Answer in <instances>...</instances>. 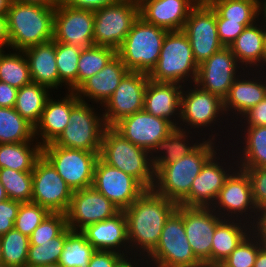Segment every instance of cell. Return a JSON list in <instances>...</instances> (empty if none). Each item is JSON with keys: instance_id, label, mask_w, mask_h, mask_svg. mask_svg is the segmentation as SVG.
<instances>
[{"instance_id": "cell-1", "label": "cell", "mask_w": 266, "mask_h": 267, "mask_svg": "<svg viewBox=\"0 0 266 267\" xmlns=\"http://www.w3.org/2000/svg\"><path fill=\"white\" fill-rule=\"evenodd\" d=\"M177 206L153 189H146L123 210L127 220L129 255L132 252L133 255L148 257L155 250L165 222Z\"/></svg>"}, {"instance_id": "cell-2", "label": "cell", "mask_w": 266, "mask_h": 267, "mask_svg": "<svg viewBox=\"0 0 266 267\" xmlns=\"http://www.w3.org/2000/svg\"><path fill=\"white\" fill-rule=\"evenodd\" d=\"M213 132L215 133L211 135L209 132V138L207 139L206 136L201 137L202 142L190 154L162 166L155 173V183L152 189L179 204L189 194L193 180L199 175L204 164L217 151H220V146L215 139L220 135L216 133V130Z\"/></svg>"}, {"instance_id": "cell-3", "label": "cell", "mask_w": 266, "mask_h": 267, "mask_svg": "<svg viewBox=\"0 0 266 267\" xmlns=\"http://www.w3.org/2000/svg\"><path fill=\"white\" fill-rule=\"evenodd\" d=\"M55 6L11 2L7 12L10 49L23 51L53 40Z\"/></svg>"}, {"instance_id": "cell-4", "label": "cell", "mask_w": 266, "mask_h": 267, "mask_svg": "<svg viewBox=\"0 0 266 267\" xmlns=\"http://www.w3.org/2000/svg\"><path fill=\"white\" fill-rule=\"evenodd\" d=\"M99 158L137 179L146 189H152L155 172L150 152L125 139L113 127L103 132Z\"/></svg>"}, {"instance_id": "cell-5", "label": "cell", "mask_w": 266, "mask_h": 267, "mask_svg": "<svg viewBox=\"0 0 266 267\" xmlns=\"http://www.w3.org/2000/svg\"><path fill=\"white\" fill-rule=\"evenodd\" d=\"M198 65L187 35L182 31H168L162 43L159 59L148 74L157 82H174L183 86L195 83ZM189 84H188V82ZM187 82V83H186Z\"/></svg>"}, {"instance_id": "cell-6", "label": "cell", "mask_w": 266, "mask_h": 267, "mask_svg": "<svg viewBox=\"0 0 266 267\" xmlns=\"http://www.w3.org/2000/svg\"><path fill=\"white\" fill-rule=\"evenodd\" d=\"M168 30L146 23L140 16L133 23L117 55L129 71L149 74L159 59Z\"/></svg>"}, {"instance_id": "cell-7", "label": "cell", "mask_w": 266, "mask_h": 267, "mask_svg": "<svg viewBox=\"0 0 266 267\" xmlns=\"http://www.w3.org/2000/svg\"><path fill=\"white\" fill-rule=\"evenodd\" d=\"M147 258L151 267H203L186 237L182 205L166 220L157 247Z\"/></svg>"}, {"instance_id": "cell-8", "label": "cell", "mask_w": 266, "mask_h": 267, "mask_svg": "<svg viewBox=\"0 0 266 267\" xmlns=\"http://www.w3.org/2000/svg\"><path fill=\"white\" fill-rule=\"evenodd\" d=\"M86 101H80L72 110L70 124L52 142L54 145L99 153L104 129L103 114ZM98 113V114H97Z\"/></svg>"}, {"instance_id": "cell-9", "label": "cell", "mask_w": 266, "mask_h": 267, "mask_svg": "<svg viewBox=\"0 0 266 267\" xmlns=\"http://www.w3.org/2000/svg\"><path fill=\"white\" fill-rule=\"evenodd\" d=\"M42 155L53 165L72 191L92 187L99 153L64 148L51 142L42 146Z\"/></svg>"}, {"instance_id": "cell-10", "label": "cell", "mask_w": 266, "mask_h": 267, "mask_svg": "<svg viewBox=\"0 0 266 267\" xmlns=\"http://www.w3.org/2000/svg\"><path fill=\"white\" fill-rule=\"evenodd\" d=\"M138 17L139 3L132 0H119L95 10L94 45L117 51Z\"/></svg>"}, {"instance_id": "cell-11", "label": "cell", "mask_w": 266, "mask_h": 267, "mask_svg": "<svg viewBox=\"0 0 266 267\" xmlns=\"http://www.w3.org/2000/svg\"><path fill=\"white\" fill-rule=\"evenodd\" d=\"M185 87L187 89V85L183 86L178 128L189 132H191L190 129H195L193 132L197 134L200 129L203 131L204 128L206 130L208 127H214L219 123L221 124V122L223 124L225 112L223 100L219 96L201 89L195 83L193 84V88L192 83L187 90H185ZM219 120L221 122H219ZM196 128L199 131H197Z\"/></svg>"}, {"instance_id": "cell-12", "label": "cell", "mask_w": 266, "mask_h": 267, "mask_svg": "<svg viewBox=\"0 0 266 267\" xmlns=\"http://www.w3.org/2000/svg\"><path fill=\"white\" fill-rule=\"evenodd\" d=\"M211 208L223 219L253 224L258 209L252 196L250 179L243 169L237 167L229 175Z\"/></svg>"}, {"instance_id": "cell-13", "label": "cell", "mask_w": 266, "mask_h": 267, "mask_svg": "<svg viewBox=\"0 0 266 267\" xmlns=\"http://www.w3.org/2000/svg\"><path fill=\"white\" fill-rule=\"evenodd\" d=\"M73 191L53 165L41 155L32 171V200L51 213H66Z\"/></svg>"}, {"instance_id": "cell-14", "label": "cell", "mask_w": 266, "mask_h": 267, "mask_svg": "<svg viewBox=\"0 0 266 267\" xmlns=\"http://www.w3.org/2000/svg\"><path fill=\"white\" fill-rule=\"evenodd\" d=\"M218 153L216 152L204 164L199 175L193 180L189 194L178 205L187 207H212L220 190L224 186L226 179L238 167L237 162L234 159L235 154L231 156V159H228L227 157L225 158L224 151L223 155L220 154L219 151ZM220 156L224 158L222 159ZM230 160H234L233 163H230L232 162ZM224 165L226 167H224Z\"/></svg>"}, {"instance_id": "cell-15", "label": "cell", "mask_w": 266, "mask_h": 267, "mask_svg": "<svg viewBox=\"0 0 266 267\" xmlns=\"http://www.w3.org/2000/svg\"><path fill=\"white\" fill-rule=\"evenodd\" d=\"M149 77L146 73L128 71L118 87L102 106L104 123L113 127L121 119L144 110L146 86Z\"/></svg>"}, {"instance_id": "cell-16", "label": "cell", "mask_w": 266, "mask_h": 267, "mask_svg": "<svg viewBox=\"0 0 266 267\" xmlns=\"http://www.w3.org/2000/svg\"><path fill=\"white\" fill-rule=\"evenodd\" d=\"M182 31L189 39L198 66L224 47L218 38L216 11L208 2L191 9Z\"/></svg>"}, {"instance_id": "cell-17", "label": "cell", "mask_w": 266, "mask_h": 267, "mask_svg": "<svg viewBox=\"0 0 266 267\" xmlns=\"http://www.w3.org/2000/svg\"><path fill=\"white\" fill-rule=\"evenodd\" d=\"M93 32V10L73 8L58 2L54 14V41L84 49L94 45Z\"/></svg>"}, {"instance_id": "cell-18", "label": "cell", "mask_w": 266, "mask_h": 267, "mask_svg": "<svg viewBox=\"0 0 266 267\" xmlns=\"http://www.w3.org/2000/svg\"><path fill=\"white\" fill-rule=\"evenodd\" d=\"M92 187L121 211L128 208L146 188L134 177L97 159Z\"/></svg>"}, {"instance_id": "cell-19", "label": "cell", "mask_w": 266, "mask_h": 267, "mask_svg": "<svg viewBox=\"0 0 266 267\" xmlns=\"http://www.w3.org/2000/svg\"><path fill=\"white\" fill-rule=\"evenodd\" d=\"M241 70L245 69L230 48L223 47L198 66L195 84L224 100Z\"/></svg>"}, {"instance_id": "cell-20", "label": "cell", "mask_w": 266, "mask_h": 267, "mask_svg": "<svg viewBox=\"0 0 266 267\" xmlns=\"http://www.w3.org/2000/svg\"><path fill=\"white\" fill-rule=\"evenodd\" d=\"M121 210L93 187L73 191L66 214L67 226L82 231L96 222L114 217Z\"/></svg>"}, {"instance_id": "cell-21", "label": "cell", "mask_w": 266, "mask_h": 267, "mask_svg": "<svg viewBox=\"0 0 266 267\" xmlns=\"http://www.w3.org/2000/svg\"><path fill=\"white\" fill-rule=\"evenodd\" d=\"M223 220L211 207L183 206L186 237L195 257L204 265L211 263L212 239Z\"/></svg>"}, {"instance_id": "cell-22", "label": "cell", "mask_w": 266, "mask_h": 267, "mask_svg": "<svg viewBox=\"0 0 266 267\" xmlns=\"http://www.w3.org/2000/svg\"><path fill=\"white\" fill-rule=\"evenodd\" d=\"M113 128L131 143L151 152L176 127L167 119L141 110L121 119Z\"/></svg>"}, {"instance_id": "cell-23", "label": "cell", "mask_w": 266, "mask_h": 267, "mask_svg": "<svg viewBox=\"0 0 266 267\" xmlns=\"http://www.w3.org/2000/svg\"><path fill=\"white\" fill-rule=\"evenodd\" d=\"M255 72L256 70H252V72L251 70H244L242 72L243 74L241 73L235 79L230 87L228 95L223 100V108L226 117H229L232 112L233 115L231 116H235L238 120V116L241 117L250 108L256 106L265 98L266 80L260 70H257L256 75L254 74Z\"/></svg>"}, {"instance_id": "cell-24", "label": "cell", "mask_w": 266, "mask_h": 267, "mask_svg": "<svg viewBox=\"0 0 266 267\" xmlns=\"http://www.w3.org/2000/svg\"><path fill=\"white\" fill-rule=\"evenodd\" d=\"M54 99L53 95L47 99L40 120L34 127L35 139L42 146L53 142L64 131L70 124L71 110L80 102L74 91H68L60 100Z\"/></svg>"}, {"instance_id": "cell-25", "label": "cell", "mask_w": 266, "mask_h": 267, "mask_svg": "<svg viewBox=\"0 0 266 267\" xmlns=\"http://www.w3.org/2000/svg\"><path fill=\"white\" fill-rule=\"evenodd\" d=\"M128 71L123 61L116 54L105 67L97 74L86 79L74 92L82 102H85L86 99L87 103L93 101L91 103H98L103 106Z\"/></svg>"}, {"instance_id": "cell-26", "label": "cell", "mask_w": 266, "mask_h": 267, "mask_svg": "<svg viewBox=\"0 0 266 267\" xmlns=\"http://www.w3.org/2000/svg\"><path fill=\"white\" fill-rule=\"evenodd\" d=\"M194 6L191 0H141L139 16L146 23L168 31H180Z\"/></svg>"}, {"instance_id": "cell-27", "label": "cell", "mask_w": 266, "mask_h": 267, "mask_svg": "<svg viewBox=\"0 0 266 267\" xmlns=\"http://www.w3.org/2000/svg\"><path fill=\"white\" fill-rule=\"evenodd\" d=\"M183 85L149 79L146 86L144 110L147 113L179 126ZM177 118V119H176Z\"/></svg>"}, {"instance_id": "cell-28", "label": "cell", "mask_w": 266, "mask_h": 267, "mask_svg": "<svg viewBox=\"0 0 266 267\" xmlns=\"http://www.w3.org/2000/svg\"><path fill=\"white\" fill-rule=\"evenodd\" d=\"M81 232L95 250L129 255L127 220L123 211L112 218L88 225Z\"/></svg>"}, {"instance_id": "cell-29", "label": "cell", "mask_w": 266, "mask_h": 267, "mask_svg": "<svg viewBox=\"0 0 266 267\" xmlns=\"http://www.w3.org/2000/svg\"><path fill=\"white\" fill-rule=\"evenodd\" d=\"M34 83L48 87L50 90L60 87V77L56 65L55 41L31 46L23 50Z\"/></svg>"}, {"instance_id": "cell-30", "label": "cell", "mask_w": 266, "mask_h": 267, "mask_svg": "<svg viewBox=\"0 0 266 267\" xmlns=\"http://www.w3.org/2000/svg\"><path fill=\"white\" fill-rule=\"evenodd\" d=\"M259 22L258 20L246 27L229 46L243 69L247 68L251 71L266 69L264 68V24Z\"/></svg>"}, {"instance_id": "cell-31", "label": "cell", "mask_w": 266, "mask_h": 267, "mask_svg": "<svg viewBox=\"0 0 266 267\" xmlns=\"http://www.w3.org/2000/svg\"><path fill=\"white\" fill-rule=\"evenodd\" d=\"M192 132L189 133L187 130L176 127L167 137L156 144L150 152V160L153 163L155 173L162 166L175 162L183 156L190 154L200 145L202 141H193V139L197 138L193 136L195 134ZM189 140H192L191 143H189Z\"/></svg>"}, {"instance_id": "cell-32", "label": "cell", "mask_w": 266, "mask_h": 267, "mask_svg": "<svg viewBox=\"0 0 266 267\" xmlns=\"http://www.w3.org/2000/svg\"><path fill=\"white\" fill-rule=\"evenodd\" d=\"M250 233V224L241 220L223 219L213 235L211 263H222Z\"/></svg>"}, {"instance_id": "cell-33", "label": "cell", "mask_w": 266, "mask_h": 267, "mask_svg": "<svg viewBox=\"0 0 266 267\" xmlns=\"http://www.w3.org/2000/svg\"><path fill=\"white\" fill-rule=\"evenodd\" d=\"M241 129L240 138L244 139L238 138L241 141L236 142L237 146L243 144L240 145L241 148L236 147L240 151L236 153V155L240 154L239 157L235 156L238 167L266 168V126Z\"/></svg>"}, {"instance_id": "cell-34", "label": "cell", "mask_w": 266, "mask_h": 267, "mask_svg": "<svg viewBox=\"0 0 266 267\" xmlns=\"http://www.w3.org/2000/svg\"><path fill=\"white\" fill-rule=\"evenodd\" d=\"M42 155V145L34 142L0 144V168L32 172L37 159Z\"/></svg>"}, {"instance_id": "cell-35", "label": "cell", "mask_w": 266, "mask_h": 267, "mask_svg": "<svg viewBox=\"0 0 266 267\" xmlns=\"http://www.w3.org/2000/svg\"><path fill=\"white\" fill-rule=\"evenodd\" d=\"M51 90L43 85L31 82L17 91L14 109L34 127L39 122Z\"/></svg>"}, {"instance_id": "cell-36", "label": "cell", "mask_w": 266, "mask_h": 267, "mask_svg": "<svg viewBox=\"0 0 266 267\" xmlns=\"http://www.w3.org/2000/svg\"><path fill=\"white\" fill-rule=\"evenodd\" d=\"M34 126L14 108L0 107V144L34 142Z\"/></svg>"}, {"instance_id": "cell-37", "label": "cell", "mask_w": 266, "mask_h": 267, "mask_svg": "<svg viewBox=\"0 0 266 267\" xmlns=\"http://www.w3.org/2000/svg\"><path fill=\"white\" fill-rule=\"evenodd\" d=\"M0 51V81L17 89L32 82L29 64L23 51Z\"/></svg>"}, {"instance_id": "cell-38", "label": "cell", "mask_w": 266, "mask_h": 267, "mask_svg": "<svg viewBox=\"0 0 266 267\" xmlns=\"http://www.w3.org/2000/svg\"><path fill=\"white\" fill-rule=\"evenodd\" d=\"M223 18L240 24H254L259 20V0H207Z\"/></svg>"}, {"instance_id": "cell-39", "label": "cell", "mask_w": 266, "mask_h": 267, "mask_svg": "<svg viewBox=\"0 0 266 267\" xmlns=\"http://www.w3.org/2000/svg\"><path fill=\"white\" fill-rule=\"evenodd\" d=\"M95 251L81 231H72L67 226V240L58 264L62 267H88Z\"/></svg>"}, {"instance_id": "cell-40", "label": "cell", "mask_w": 266, "mask_h": 267, "mask_svg": "<svg viewBox=\"0 0 266 267\" xmlns=\"http://www.w3.org/2000/svg\"><path fill=\"white\" fill-rule=\"evenodd\" d=\"M82 49L55 41L56 65L60 77V87L68 91L78 88V62Z\"/></svg>"}, {"instance_id": "cell-41", "label": "cell", "mask_w": 266, "mask_h": 267, "mask_svg": "<svg viewBox=\"0 0 266 267\" xmlns=\"http://www.w3.org/2000/svg\"><path fill=\"white\" fill-rule=\"evenodd\" d=\"M67 240V227L55 238L46 242H30L26 267L59 263Z\"/></svg>"}, {"instance_id": "cell-42", "label": "cell", "mask_w": 266, "mask_h": 267, "mask_svg": "<svg viewBox=\"0 0 266 267\" xmlns=\"http://www.w3.org/2000/svg\"><path fill=\"white\" fill-rule=\"evenodd\" d=\"M2 262L10 267H26L29 237L13 228L0 236Z\"/></svg>"}, {"instance_id": "cell-43", "label": "cell", "mask_w": 266, "mask_h": 267, "mask_svg": "<svg viewBox=\"0 0 266 267\" xmlns=\"http://www.w3.org/2000/svg\"><path fill=\"white\" fill-rule=\"evenodd\" d=\"M117 54L113 48L93 45L81 51L78 62V87L97 74Z\"/></svg>"}, {"instance_id": "cell-44", "label": "cell", "mask_w": 266, "mask_h": 267, "mask_svg": "<svg viewBox=\"0 0 266 267\" xmlns=\"http://www.w3.org/2000/svg\"><path fill=\"white\" fill-rule=\"evenodd\" d=\"M0 183L9 199L21 203L32 200V172L0 168Z\"/></svg>"}, {"instance_id": "cell-45", "label": "cell", "mask_w": 266, "mask_h": 267, "mask_svg": "<svg viewBox=\"0 0 266 267\" xmlns=\"http://www.w3.org/2000/svg\"><path fill=\"white\" fill-rule=\"evenodd\" d=\"M50 213L47 208L34 202L21 203L14 222V228L23 235L30 237L32 232Z\"/></svg>"}, {"instance_id": "cell-46", "label": "cell", "mask_w": 266, "mask_h": 267, "mask_svg": "<svg viewBox=\"0 0 266 267\" xmlns=\"http://www.w3.org/2000/svg\"><path fill=\"white\" fill-rule=\"evenodd\" d=\"M262 247L260 241L250 233L222 263L227 267H254Z\"/></svg>"}, {"instance_id": "cell-47", "label": "cell", "mask_w": 266, "mask_h": 267, "mask_svg": "<svg viewBox=\"0 0 266 267\" xmlns=\"http://www.w3.org/2000/svg\"><path fill=\"white\" fill-rule=\"evenodd\" d=\"M67 227L65 213H50L32 232L30 242H46L57 237Z\"/></svg>"}, {"instance_id": "cell-48", "label": "cell", "mask_w": 266, "mask_h": 267, "mask_svg": "<svg viewBox=\"0 0 266 267\" xmlns=\"http://www.w3.org/2000/svg\"><path fill=\"white\" fill-rule=\"evenodd\" d=\"M239 168L243 169L250 179L252 196L257 209L266 208V168Z\"/></svg>"}, {"instance_id": "cell-49", "label": "cell", "mask_w": 266, "mask_h": 267, "mask_svg": "<svg viewBox=\"0 0 266 267\" xmlns=\"http://www.w3.org/2000/svg\"><path fill=\"white\" fill-rule=\"evenodd\" d=\"M216 25L220 42L224 47H229L246 27L253 24H240L239 22L229 21L228 19H223L216 12Z\"/></svg>"}, {"instance_id": "cell-50", "label": "cell", "mask_w": 266, "mask_h": 267, "mask_svg": "<svg viewBox=\"0 0 266 267\" xmlns=\"http://www.w3.org/2000/svg\"><path fill=\"white\" fill-rule=\"evenodd\" d=\"M20 204L21 202L9 198L0 202V236L14 228Z\"/></svg>"}, {"instance_id": "cell-51", "label": "cell", "mask_w": 266, "mask_h": 267, "mask_svg": "<svg viewBox=\"0 0 266 267\" xmlns=\"http://www.w3.org/2000/svg\"><path fill=\"white\" fill-rule=\"evenodd\" d=\"M240 119V120H239ZM236 122L238 127H253V126H266V96L265 98L258 103L256 106L250 108L246 113L239 117ZM245 124V125H244Z\"/></svg>"}, {"instance_id": "cell-52", "label": "cell", "mask_w": 266, "mask_h": 267, "mask_svg": "<svg viewBox=\"0 0 266 267\" xmlns=\"http://www.w3.org/2000/svg\"><path fill=\"white\" fill-rule=\"evenodd\" d=\"M123 256L114 251L96 250L89 261L88 267H115Z\"/></svg>"}, {"instance_id": "cell-53", "label": "cell", "mask_w": 266, "mask_h": 267, "mask_svg": "<svg viewBox=\"0 0 266 267\" xmlns=\"http://www.w3.org/2000/svg\"><path fill=\"white\" fill-rule=\"evenodd\" d=\"M64 4L79 9L97 10L117 3L119 0H60Z\"/></svg>"}, {"instance_id": "cell-54", "label": "cell", "mask_w": 266, "mask_h": 267, "mask_svg": "<svg viewBox=\"0 0 266 267\" xmlns=\"http://www.w3.org/2000/svg\"><path fill=\"white\" fill-rule=\"evenodd\" d=\"M251 233L266 247V208L257 211L255 221L251 225Z\"/></svg>"}, {"instance_id": "cell-55", "label": "cell", "mask_w": 266, "mask_h": 267, "mask_svg": "<svg viewBox=\"0 0 266 267\" xmlns=\"http://www.w3.org/2000/svg\"><path fill=\"white\" fill-rule=\"evenodd\" d=\"M18 89L0 81V107L14 108Z\"/></svg>"}, {"instance_id": "cell-56", "label": "cell", "mask_w": 266, "mask_h": 267, "mask_svg": "<svg viewBox=\"0 0 266 267\" xmlns=\"http://www.w3.org/2000/svg\"><path fill=\"white\" fill-rule=\"evenodd\" d=\"M136 257H138V258H136ZM141 266L142 267H144V266L145 267H151V264H150L148 258L146 256L133 255V254H130V256L124 255L115 265V267H141Z\"/></svg>"}, {"instance_id": "cell-57", "label": "cell", "mask_w": 266, "mask_h": 267, "mask_svg": "<svg viewBox=\"0 0 266 267\" xmlns=\"http://www.w3.org/2000/svg\"><path fill=\"white\" fill-rule=\"evenodd\" d=\"M10 38L8 33L7 17L0 15V50L10 49Z\"/></svg>"}, {"instance_id": "cell-58", "label": "cell", "mask_w": 266, "mask_h": 267, "mask_svg": "<svg viewBox=\"0 0 266 267\" xmlns=\"http://www.w3.org/2000/svg\"><path fill=\"white\" fill-rule=\"evenodd\" d=\"M11 1L41 5V6H56L60 0H11Z\"/></svg>"}, {"instance_id": "cell-59", "label": "cell", "mask_w": 266, "mask_h": 267, "mask_svg": "<svg viewBox=\"0 0 266 267\" xmlns=\"http://www.w3.org/2000/svg\"><path fill=\"white\" fill-rule=\"evenodd\" d=\"M254 267H266V247L258 251Z\"/></svg>"}, {"instance_id": "cell-60", "label": "cell", "mask_w": 266, "mask_h": 267, "mask_svg": "<svg viewBox=\"0 0 266 267\" xmlns=\"http://www.w3.org/2000/svg\"><path fill=\"white\" fill-rule=\"evenodd\" d=\"M263 1L259 0V20L263 19L261 21H263L262 23L266 25V0Z\"/></svg>"}, {"instance_id": "cell-61", "label": "cell", "mask_w": 266, "mask_h": 267, "mask_svg": "<svg viewBox=\"0 0 266 267\" xmlns=\"http://www.w3.org/2000/svg\"><path fill=\"white\" fill-rule=\"evenodd\" d=\"M11 0H0V15L6 16L11 5Z\"/></svg>"}, {"instance_id": "cell-62", "label": "cell", "mask_w": 266, "mask_h": 267, "mask_svg": "<svg viewBox=\"0 0 266 267\" xmlns=\"http://www.w3.org/2000/svg\"><path fill=\"white\" fill-rule=\"evenodd\" d=\"M7 199H8V196H7L6 192H5V189L0 183V202H3L5 200H7Z\"/></svg>"}, {"instance_id": "cell-63", "label": "cell", "mask_w": 266, "mask_h": 267, "mask_svg": "<svg viewBox=\"0 0 266 267\" xmlns=\"http://www.w3.org/2000/svg\"><path fill=\"white\" fill-rule=\"evenodd\" d=\"M264 66H266V25H264Z\"/></svg>"}, {"instance_id": "cell-64", "label": "cell", "mask_w": 266, "mask_h": 267, "mask_svg": "<svg viewBox=\"0 0 266 267\" xmlns=\"http://www.w3.org/2000/svg\"><path fill=\"white\" fill-rule=\"evenodd\" d=\"M203 267H227L223 263H209V264H204Z\"/></svg>"}, {"instance_id": "cell-65", "label": "cell", "mask_w": 266, "mask_h": 267, "mask_svg": "<svg viewBox=\"0 0 266 267\" xmlns=\"http://www.w3.org/2000/svg\"><path fill=\"white\" fill-rule=\"evenodd\" d=\"M195 5H201L207 3V0H191Z\"/></svg>"}, {"instance_id": "cell-66", "label": "cell", "mask_w": 266, "mask_h": 267, "mask_svg": "<svg viewBox=\"0 0 266 267\" xmlns=\"http://www.w3.org/2000/svg\"><path fill=\"white\" fill-rule=\"evenodd\" d=\"M38 267H62L61 265H59L58 263H54V264H46V265H41Z\"/></svg>"}, {"instance_id": "cell-67", "label": "cell", "mask_w": 266, "mask_h": 267, "mask_svg": "<svg viewBox=\"0 0 266 267\" xmlns=\"http://www.w3.org/2000/svg\"><path fill=\"white\" fill-rule=\"evenodd\" d=\"M0 267H10V266H7V265L4 264L3 262H0Z\"/></svg>"}, {"instance_id": "cell-68", "label": "cell", "mask_w": 266, "mask_h": 267, "mask_svg": "<svg viewBox=\"0 0 266 267\" xmlns=\"http://www.w3.org/2000/svg\"><path fill=\"white\" fill-rule=\"evenodd\" d=\"M0 262H2L1 243H0Z\"/></svg>"}, {"instance_id": "cell-69", "label": "cell", "mask_w": 266, "mask_h": 267, "mask_svg": "<svg viewBox=\"0 0 266 267\" xmlns=\"http://www.w3.org/2000/svg\"><path fill=\"white\" fill-rule=\"evenodd\" d=\"M265 71H262V74H265L263 75L265 77V80H266V72L264 73Z\"/></svg>"}]
</instances>
